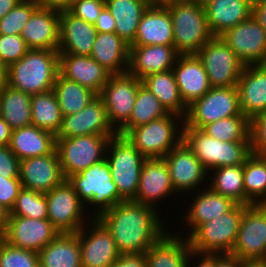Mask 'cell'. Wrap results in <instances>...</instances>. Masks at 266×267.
Returning <instances> with one entry per match:
<instances>
[{
	"label": "cell",
	"instance_id": "cell-42",
	"mask_svg": "<svg viewBox=\"0 0 266 267\" xmlns=\"http://www.w3.org/2000/svg\"><path fill=\"white\" fill-rule=\"evenodd\" d=\"M214 170L210 188L218 194L231 198L237 204L245 205L243 164L218 167Z\"/></svg>",
	"mask_w": 266,
	"mask_h": 267
},
{
	"label": "cell",
	"instance_id": "cell-58",
	"mask_svg": "<svg viewBox=\"0 0 266 267\" xmlns=\"http://www.w3.org/2000/svg\"><path fill=\"white\" fill-rule=\"evenodd\" d=\"M201 256H203L201 259L202 261H200L197 264L198 266L196 267H214V254H199L195 252L190 253L187 267H189L188 265H190V260H193L192 258L195 259L196 257H201Z\"/></svg>",
	"mask_w": 266,
	"mask_h": 267
},
{
	"label": "cell",
	"instance_id": "cell-53",
	"mask_svg": "<svg viewBox=\"0 0 266 267\" xmlns=\"http://www.w3.org/2000/svg\"><path fill=\"white\" fill-rule=\"evenodd\" d=\"M97 33H115L116 21L105 6L94 24Z\"/></svg>",
	"mask_w": 266,
	"mask_h": 267
},
{
	"label": "cell",
	"instance_id": "cell-46",
	"mask_svg": "<svg viewBox=\"0 0 266 267\" xmlns=\"http://www.w3.org/2000/svg\"><path fill=\"white\" fill-rule=\"evenodd\" d=\"M0 267H39L37 252L0 242Z\"/></svg>",
	"mask_w": 266,
	"mask_h": 267
},
{
	"label": "cell",
	"instance_id": "cell-43",
	"mask_svg": "<svg viewBox=\"0 0 266 267\" xmlns=\"http://www.w3.org/2000/svg\"><path fill=\"white\" fill-rule=\"evenodd\" d=\"M201 130L221 141H251L250 121L245 116H231L220 119L205 125Z\"/></svg>",
	"mask_w": 266,
	"mask_h": 267
},
{
	"label": "cell",
	"instance_id": "cell-47",
	"mask_svg": "<svg viewBox=\"0 0 266 267\" xmlns=\"http://www.w3.org/2000/svg\"><path fill=\"white\" fill-rule=\"evenodd\" d=\"M29 50L20 35H0V60L7 67L17 62Z\"/></svg>",
	"mask_w": 266,
	"mask_h": 267
},
{
	"label": "cell",
	"instance_id": "cell-55",
	"mask_svg": "<svg viewBox=\"0 0 266 267\" xmlns=\"http://www.w3.org/2000/svg\"><path fill=\"white\" fill-rule=\"evenodd\" d=\"M252 16L266 30V0H254L253 1Z\"/></svg>",
	"mask_w": 266,
	"mask_h": 267
},
{
	"label": "cell",
	"instance_id": "cell-14",
	"mask_svg": "<svg viewBox=\"0 0 266 267\" xmlns=\"http://www.w3.org/2000/svg\"><path fill=\"white\" fill-rule=\"evenodd\" d=\"M47 199V219L60 233H76L84 225L82 215L84 206L73 189L65 179L61 184L45 193ZM83 218V219H82Z\"/></svg>",
	"mask_w": 266,
	"mask_h": 267
},
{
	"label": "cell",
	"instance_id": "cell-3",
	"mask_svg": "<svg viewBox=\"0 0 266 267\" xmlns=\"http://www.w3.org/2000/svg\"><path fill=\"white\" fill-rule=\"evenodd\" d=\"M173 24V46L180 55L196 54L212 37L205 7L178 1L165 5Z\"/></svg>",
	"mask_w": 266,
	"mask_h": 267
},
{
	"label": "cell",
	"instance_id": "cell-40",
	"mask_svg": "<svg viewBox=\"0 0 266 267\" xmlns=\"http://www.w3.org/2000/svg\"><path fill=\"white\" fill-rule=\"evenodd\" d=\"M53 90L63 117L84 109L97 94L58 73Z\"/></svg>",
	"mask_w": 266,
	"mask_h": 267
},
{
	"label": "cell",
	"instance_id": "cell-4",
	"mask_svg": "<svg viewBox=\"0 0 266 267\" xmlns=\"http://www.w3.org/2000/svg\"><path fill=\"white\" fill-rule=\"evenodd\" d=\"M182 125L183 141L208 171L244 164L252 154L251 141H221L201 129L188 127L184 123Z\"/></svg>",
	"mask_w": 266,
	"mask_h": 267
},
{
	"label": "cell",
	"instance_id": "cell-17",
	"mask_svg": "<svg viewBox=\"0 0 266 267\" xmlns=\"http://www.w3.org/2000/svg\"><path fill=\"white\" fill-rule=\"evenodd\" d=\"M93 219L89 234L85 226L78 231L82 267H111L121 253L105 225Z\"/></svg>",
	"mask_w": 266,
	"mask_h": 267
},
{
	"label": "cell",
	"instance_id": "cell-20",
	"mask_svg": "<svg viewBox=\"0 0 266 267\" xmlns=\"http://www.w3.org/2000/svg\"><path fill=\"white\" fill-rule=\"evenodd\" d=\"M19 179L22 188L47 193L61 184L63 175L56 150L48 155L20 161Z\"/></svg>",
	"mask_w": 266,
	"mask_h": 267
},
{
	"label": "cell",
	"instance_id": "cell-50",
	"mask_svg": "<svg viewBox=\"0 0 266 267\" xmlns=\"http://www.w3.org/2000/svg\"><path fill=\"white\" fill-rule=\"evenodd\" d=\"M21 189L22 184L19 178L0 176V204L10 211Z\"/></svg>",
	"mask_w": 266,
	"mask_h": 267
},
{
	"label": "cell",
	"instance_id": "cell-10",
	"mask_svg": "<svg viewBox=\"0 0 266 267\" xmlns=\"http://www.w3.org/2000/svg\"><path fill=\"white\" fill-rule=\"evenodd\" d=\"M231 116H244L240 110L238 87H211L188 106L183 121L188 127L202 129L205 125Z\"/></svg>",
	"mask_w": 266,
	"mask_h": 267
},
{
	"label": "cell",
	"instance_id": "cell-16",
	"mask_svg": "<svg viewBox=\"0 0 266 267\" xmlns=\"http://www.w3.org/2000/svg\"><path fill=\"white\" fill-rule=\"evenodd\" d=\"M59 233L48 219L8 216L3 239L13 246L38 253Z\"/></svg>",
	"mask_w": 266,
	"mask_h": 267
},
{
	"label": "cell",
	"instance_id": "cell-18",
	"mask_svg": "<svg viewBox=\"0 0 266 267\" xmlns=\"http://www.w3.org/2000/svg\"><path fill=\"white\" fill-rule=\"evenodd\" d=\"M80 135L116 136L117 132L109 123L102 98L97 95L82 110L63 117L62 127L56 137Z\"/></svg>",
	"mask_w": 266,
	"mask_h": 267
},
{
	"label": "cell",
	"instance_id": "cell-25",
	"mask_svg": "<svg viewBox=\"0 0 266 267\" xmlns=\"http://www.w3.org/2000/svg\"><path fill=\"white\" fill-rule=\"evenodd\" d=\"M237 87L241 113L249 121L266 112V64L245 66Z\"/></svg>",
	"mask_w": 266,
	"mask_h": 267
},
{
	"label": "cell",
	"instance_id": "cell-49",
	"mask_svg": "<svg viewBox=\"0 0 266 267\" xmlns=\"http://www.w3.org/2000/svg\"><path fill=\"white\" fill-rule=\"evenodd\" d=\"M250 138L252 153L266 156V112L250 121Z\"/></svg>",
	"mask_w": 266,
	"mask_h": 267
},
{
	"label": "cell",
	"instance_id": "cell-35",
	"mask_svg": "<svg viewBox=\"0 0 266 267\" xmlns=\"http://www.w3.org/2000/svg\"><path fill=\"white\" fill-rule=\"evenodd\" d=\"M209 188V189H208ZM196 195L187 211L186 225L192 228L189 237L201 224L211 221L230 211L237 203L231 198L214 192L210 187Z\"/></svg>",
	"mask_w": 266,
	"mask_h": 267
},
{
	"label": "cell",
	"instance_id": "cell-7",
	"mask_svg": "<svg viewBox=\"0 0 266 267\" xmlns=\"http://www.w3.org/2000/svg\"><path fill=\"white\" fill-rule=\"evenodd\" d=\"M105 155L113 182L118 188L119 197L123 201L134 200L139 187L142 165L146 158L125 136L118 134L111 137Z\"/></svg>",
	"mask_w": 266,
	"mask_h": 267
},
{
	"label": "cell",
	"instance_id": "cell-33",
	"mask_svg": "<svg viewBox=\"0 0 266 267\" xmlns=\"http://www.w3.org/2000/svg\"><path fill=\"white\" fill-rule=\"evenodd\" d=\"M39 255V267H82L78 232L59 233Z\"/></svg>",
	"mask_w": 266,
	"mask_h": 267
},
{
	"label": "cell",
	"instance_id": "cell-24",
	"mask_svg": "<svg viewBox=\"0 0 266 267\" xmlns=\"http://www.w3.org/2000/svg\"><path fill=\"white\" fill-rule=\"evenodd\" d=\"M172 71L187 107L211 89L208 75L196 54L179 55Z\"/></svg>",
	"mask_w": 266,
	"mask_h": 267
},
{
	"label": "cell",
	"instance_id": "cell-64",
	"mask_svg": "<svg viewBox=\"0 0 266 267\" xmlns=\"http://www.w3.org/2000/svg\"><path fill=\"white\" fill-rule=\"evenodd\" d=\"M212 1H214V0H197L196 2H198L202 7H205L206 5L211 3Z\"/></svg>",
	"mask_w": 266,
	"mask_h": 267
},
{
	"label": "cell",
	"instance_id": "cell-2",
	"mask_svg": "<svg viewBox=\"0 0 266 267\" xmlns=\"http://www.w3.org/2000/svg\"><path fill=\"white\" fill-rule=\"evenodd\" d=\"M59 73V52L30 49L8 67L7 85L30 95L53 89Z\"/></svg>",
	"mask_w": 266,
	"mask_h": 267
},
{
	"label": "cell",
	"instance_id": "cell-29",
	"mask_svg": "<svg viewBox=\"0 0 266 267\" xmlns=\"http://www.w3.org/2000/svg\"><path fill=\"white\" fill-rule=\"evenodd\" d=\"M254 0H214L205 6L206 18L213 36H221L230 28L249 19Z\"/></svg>",
	"mask_w": 266,
	"mask_h": 267
},
{
	"label": "cell",
	"instance_id": "cell-19",
	"mask_svg": "<svg viewBox=\"0 0 266 267\" xmlns=\"http://www.w3.org/2000/svg\"><path fill=\"white\" fill-rule=\"evenodd\" d=\"M163 158L175 192H190L205 181L208 171L183 140Z\"/></svg>",
	"mask_w": 266,
	"mask_h": 267
},
{
	"label": "cell",
	"instance_id": "cell-26",
	"mask_svg": "<svg viewBox=\"0 0 266 267\" xmlns=\"http://www.w3.org/2000/svg\"><path fill=\"white\" fill-rule=\"evenodd\" d=\"M59 73L99 95L112 75L91 56L59 54Z\"/></svg>",
	"mask_w": 266,
	"mask_h": 267
},
{
	"label": "cell",
	"instance_id": "cell-65",
	"mask_svg": "<svg viewBox=\"0 0 266 267\" xmlns=\"http://www.w3.org/2000/svg\"><path fill=\"white\" fill-rule=\"evenodd\" d=\"M3 239V234L0 232V242L2 241Z\"/></svg>",
	"mask_w": 266,
	"mask_h": 267
},
{
	"label": "cell",
	"instance_id": "cell-13",
	"mask_svg": "<svg viewBox=\"0 0 266 267\" xmlns=\"http://www.w3.org/2000/svg\"><path fill=\"white\" fill-rule=\"evenodd\" d=\"M142 80L127 73L111 75L99 96L104 102L109 123L118 132L129 120Z\"/></svg>",
	"mask_w": 266,
	"mask_h": 267
},
{
	"label": "cell",
	"instance_id": "cell-8",
	"mask_svg": "<svg viewBox=\"0 0 266 267\" xmlns=\"http://www.w3.org/2000/svg\"><path fill=\"white\" fill-rule=\"evenodd\" d=\"M183 118L168 113L159 119L140 125L130 130L125 137L145 158H163L183 140L175 120ZM179 130V134L178 131Z\"/></svg>",
	"mask_w": 266,
	"mask_h": 267
},
{
	"label": "cell",
	"instance_id": "cell-22",
	"mask_svg": "<svg viewBox=\"0 0 266 267\" xmlns=\"http://www.w3.org/2000/svg\"><path fill=\"white\" fill-rule=\"evenodd\" d=\"M175 193L164 158H146L142 165L134 202L155 207L157 201Z\"/></svg>",
	"mask_w": 266,
	"mask_h": 267
},
{
	"label": "cell",
	"instance_id": "cell-12",
	"mask_svg": "<svg viewBox=\"0 0 266 267\" xmlns=\"http://www.w3.org/2000/svg\"><path fill=\"white\" fill-rule=\"evenodd\" d=\"M230 255L240 261H266V204L248 205Z\"/></svg>",
	"mask_w": 266,
	"mask_h": 267
},
{
	"label": "cell",
	"instance_id": "cell-51",
	"mask_svg": "<svg viewBox=\"0 0 266 267\" xmlns=\"http://www.w3.org/2000/svg\"><path fill=\"white\" fill-rule=\"evenodd\" d=\"M20 160L12 152L10 146H0V176L19 178Z\"/></svg>",
	"mask_w": 266,
	"mask_h": 267
},
{
	"label": "cell",
	"instance_id": "cell-57",
	"mask_svg": "<svg viewBox=\"0 0 266 267\" xmlns=\"http://www.w3.org/2000/svg\"><path fill=\"white\" fill-rule=\"evenodd\" d=\"M12 129L7 122L0 116V146H8L11 141Z\"/></svg>",
	"mask_w": 266,
	"mask_h": 267
},
{
	"label": "cell",
	"instance_id": "cell-52",
	"mask_svg": "<svg viewBox=\"0 0 266 267\" xmlns=\"http://www.w3.org/2000/svg\"><path fill=\"white\" fill-rule=\"evenodd\" d=\"M111 267H146L145 253H122Z\"/></svg>",
	"mask_w": 266,
	"mask_h": 267
},
{
	"label": "cell",
	"instance_id": "cell-38",
	"mask_svg": "<svg viewBox=\"0 0 266 267\" xmlns=\"http://www.w3.org/2000/svg\"><path fill=\"white\" fill-rule=\"evenodd\" d=\"M31 120L32 125L58 135L63 115L53 89L31 96Z\"/></svg>",
	"mask_w": 266,
	"mask_h": 267
},
{
	"label": "cell",
	"instance_id": "cell-11",
	"mask_svg": "<svg viewBox=\"0 0 266 267\" xmlns=\"http://www.w3.org/2000/svg\"><path fill=\"white\" fill-rule=\"evenodd\" d=\"M196 55L202 61L211 87L238 85L245 65L220 36H213Z\"/></svg>",
	"mask_w": 266,
	"mask_h": 267
},
{
	"label": "cell",
	"instance_id": "cell-37",
	"mask_svg": "<svg viewBox=\"0 0 266 267\" xmlns=\"http://www.w3.org/2000/svg\"><path fill=\"white\" fill-rule=\"evenodd\" d=\"M31 96L7 84L0 89V116L12 130L32 124Z\"/></svg>",
	"mask_w": 266,
	"mask_h": 267
},
{
	"label": "cell",
	"instance_id": "cell-34",
	"mask_svg": "<svg viewBox=\"0 0 266 267\" xmlns=\"http://www.w3.org/2000/svg\"><path fill=\"white\" fill-rule=\"evenodd\" d=\"M150 4L149 0H105V6L116 21L115 33L130 46Z\"/></svg>",
	"mask_w": 266,
	"mask_h": 267
},
{
	"label": "cell",
	"instance_id": "cell-60",
	"mask_svg": "<svg viewBox=\"0 0 266 267\" xmlns=\"http://www.w3.org/2000/svg\"><path fill=\"white\" fill-rule=\"evenodd\" d=\"M9 211L0 204V232L3 234L7 227Z\"/></svg>",
	"mask_w": 266,
	"mask_h": 267
},
{
	"label": "cell",
	"instance_id": "cell-32",
	"mask_svg": "<svg viewBox=\"0 0 266 267\" xmlns=\"http://www.w3.org/2000/svg\"><path fill=\"white\" fill-rule=\"evenodd\" d=\"M164 234L145 253L146 267H187L192 252L188 238Z\"/></svg>",
	"mask_w": 266,
	"mask_h": 267
},
{
	"label": "cell",
	"instance_id": "cell-5",
	"mask_svg": "<svg viewBox=\"0 0 266 267\" xmlns=\"http://www.w3.org/2000/svg\"><path fill=\"white\" fill-rule=\"evenodd\" d=\"M67 180L83 204L99 206L96 209L97 214H93L92 217L98 218L111 207L123 201L119 197L118 188L113 182L106 158L94 163L80 173L69 176Z\"/></svg>",
	"mask_w": 266,
	"mask_h": 267
},
{
	"label": "cell",
	"instance_id": "cell-6",
	"mask_svg": "<svg viewBox=\"0 0 266 267\" xmlns=\"http://www.w3.org/2000/svg\"><path fill=\"white\" fill-rule=\"evenodd\" d=\"M246 205L236 204L230 211L201 224L189 237L192 252L230 254L238 236Z\"/></svg>",
	"mask_w": 266,
	"mask_h": 267
},
{
	"label": "cell",
	"instance_id": "cell-15",
	"mask_svg": "<svg viewBox=\"0 0 266 267\" xmlns=\"http://www.w3.org/2000/svg\"><path fill=\"white\" fill-rule=\"evenodd\" d=\"M220 37L245 66L266 64V30L253 16Z\"/></svg>",
	"mask_w": 266,
	"mask_h": 267
},
{
	"label": "cell",
	"instance_id": "cell-63",
	"mask_svg": "<svg viewBox=\"0 0 266 267\" xmlns=\"http://www.w3.org/2000/svg\"><path fill=\"white\" fill-rule=\"evenodd\" d=\"M151 4L154 5H166L172 2H178V1H182V0H149Z\"/></svg>",
	"mask_w": 266,
	"mask_h": 267
},
{
	"label": "cell",
	"instance_id": "cell-31",
	"mask_svg": "<svg viewBox=\"0 0 266 267\" xmlns=\"http://www.w3.org/2000/svg\"><path fill=\"white\" fill-rule=\"evenodd\" d=\"M130 45L116 33H97L90 56L112 75L128 72Z\"/></svg>",
	"mask_w": 266,
	"mask_h": 267
},
{
	"label": "cell",
	"instance_id": "cell-62",
	"mask_svg": "<svg viewBox=\"0 0 266 267\" xmlns=\"http://www.w3.org/2000/svg\"><path fill=\"white\" fill-rule=\"evenodd\" d=\"M239 267H266V261H241Z\"/></svg>",
	"mask_w": 266,
	"mask_h": 267
},
{
	"label": "cell",
	"instance_id": "cell-36",
	"mask_svg": "<svg viewBox=\"0 0 266 267\" xmlns=\"http://www.w3.org/2000/svg\"><path fill=\"white\" fill-rule=\"evenodd\" d=\"M142 84L158 98L168 113L186 116L188 107L181 98L172 69L147 75Z\"/></svg>",
	"mask_w": 266,
	"mask_h": 267
},
{
	"label": "cell",
	"instance_id": "cell-61",
	"mask_svg": "<svg viewBox=\"0 0 266 267\" xmlns=\"http://www.w3.org/2000/svg\"><path fill=\"white\" fill-rule=\"evenodd\" d=\"M8 67L0 60V89L7 84Z\"/></svg>",
	"mask_w": 266,
	"mask_h": 267
},
{
	"label": "cell",
	"instance_id": "cell-27",
	"mask_svg": "<svg viewBox=\"0 0 266 267\" xmlns=\"http://www.w3.org/2000/svg\"><path fill=\"white\" fill-rule=\"evenodd\" d=\"M96 36L94 24L85 22L69 11L60 12L59 54L90 56Z\"/></svg>",
	"mask_w": 266,
	"mask_h": 267
},
{
	"label": "cell",
	"instance_id": "cell-54",
	"mask_svg": "<svg viewBox=\"0 0 266 267\" xmlns=\"http://www.w3.org/2000/svg\"><path fill=\"white\" fill-rule=\"evenodd\" d=\"M36 1L39 7L61 12V11H68L75 0H36Z\"/></svg>",
	"mask_w": 266,
	"mask_h": 267
},
{
	"label": "cell",
	"instance_id": "cell-39",
	"mask_svg": "<svg viewBox=\"0 0 266 267\" xmlns=\"http://www.w3.org/2000/svg\"><path fill=\"white\" fill-rule=\"evenodd\" d=\"M245 205L266 204V156L252 153L243 164Z\"/></svg>",
	"mask_w": 266,
	"mask_h": 267
},
{
	"label": "cell",
	"instance_id": "cell-30",
	"mask_svg": "<svg viewBox=\"0 0 266 267\" xmlns=\"http://www.w3.org/2000/svg\"><path fill=\"white\" fill-rule=\"evenodd\" d=\"M9 146L20 161L45 156L56 150V136L31 124L13 129Z\"/></svg>",
	"mask_w": 266,
	"mask_h": 267
},
{
	"label": "cell",
	"instance_id": "cell-28",
	"mask_svg": "<svg viewBox=\"0 0 266 267\" xmlns=\"http://www.w3.org/2000/svg\"><path fill=\"white\" fill-rule=\"evenodd\" d=\"M173 46V24L165 5L150 4L142 15L135 40L131 46Z\"/></svg>",
	"mask_w": 266,
	"mask_h": 267
},
{
	"label": "cell",
	"instance_id": "cell-21",
	"mask_svg": "<svg viewBox=\"0 0 266 267\" xmlns=\"http://www.w3.org/2000/svg\"><path fill=\"white\" fill-rule=\"evenodd\" d=\"M20 36L30 49L59 50L60 12L38 7Z\"/></svg>",
	"mask_w": 266,
	"mask_h": 267
},
{
	"label": "cell",
	"instance_id": "cell-9",
	"mask_svg": "<svg viewBox=\"0 0 266 267\" xmlns=\"http://www.w3.org/2000/svg\"><path fill=\"white\" fill-rule=\"evenodd\" d=\"M111 137L114 136L56 137V152L65 179L105 159Z\"/></svg>",
	"mask_w": 266,
	"mask_h": 267
},
{
	"label": "cell",
	"instance_id": "cell-44",
	"mask_svg": "<svg viewBox=\"0 0 266 267\" xmlns=\"http://www.w3.org/2000/svg\"><path fill=\"white\" fill-rule=\"evenodd\" d=\"M9 216L47 219V199L45 193L22 188L9 211Z\"/></svg>",
	"mask_w": 266,
	"mask_h": 267
},
{
	"label": "cell",
	"instance_id": "cell-56",
	"mask_svg": "<svg viewBox=\"0 0 266 267\" xmlns=\"http://www.w3.org/2000/svg\"><path fill=\"white\" fill-rule=\"evenodd\" d=\"M240 262L230 254H214V267H239Z\"/></svg>",
	"mask_w": 266,
	"mask_h": 267
},
{
	"label": "cell",
	"instance_id": "cell-66",
	"mask_svg": "<svg viewBox=\"0 0 266 267\" xmlns=\"http://www.w3.org/2000/svg\"><path fill=\"white\" fill-rule=\"evenodd\" d=\"M182 1H192V2H196L197 0H182Z\"/></svg>",
	"mask_w": 266,
	"mask_h": 267
},
{
	"label": "cell",
	"instance_id": "cell-45",
	"mask_svg": "<svg viewBox=\"0 0 266 267\" xmlns=\"http://www.w3.org/2000/svg\"><path fill=\"white\" fill-rule=\"evenodd\" d=\"M38 7L36 0L20 1L8 14L0 19V35H20Z\"/></svg>",
	"mask_w": 266,
	"mask_h": 267
},
{
	"label": "cell",
	"instance_id": "cell-48",
	"mask_svg": "<svg viewBox=\"0 0 266 267\" xmlns=\"http://www.w3.org/2000/svg\"><path fill=\"white\" fill-rule=\"evenodd\" d=\"M104 7L105 0H75L68 11L85 22L95 24Z\"/></svg>",
	"mask_w": 266,
	"mask_h": 267
},
{
	"label": "cell",
	"instance_id": "cell-23",
	"mask_svg": "<svg viewBox=\"0 0 266 267\" xmlns=\"http://www.w3.org/2000/svg\"><path fill=\"white\" fill-rule=\"evenodd\" d=\"M179 53L174 46H130L128 73L142 80L147 75L173 69Z\"/></svg>",
	"mask_w": 266,
	"mask_h": 267
},
{
	"label": "cell",
	"instance_id": "cell-41",
	"mask_svg": "<svg viewBox=\"0 0 266 267\" xmlns=\"http://www.w3.org/2000/svg\"><path fill=\"white\" fill-rule=\"evenodd\" d=\"M168 112L158 98L143 84L139 86L136 101L128 122L117 132L125 136L130 130L140 125L166 116Z\"/></svg>",
	"mask_w": 266,
	"mask_h": 267
},
{
	"label": "cell",
	"instance_id": "cell-1",
	"mask_svg": "<svg viewBox=\"0 0 266 267\" xmlns=\"http://www.w3.org/2000/svg\"><path fill=\"white\" fill-rule=\"evenodd\" d=\"M157 214L156 207L127 200L111 207L98 219L111 233L121 254L146 253L165 232L168 233Z\"/></svg>",
	"mask_w": 266,
	"mask_h": 267
},
{
	"label": "cell",
	"instance_id": "cell-59",
	"mask_svg": "<svg viewBox=\"0 0 266 267\" xmlns=\"http://www.w3.org/2000/svg\"><path fill=\"white\" fill-rule=\"evenodd\" d=\"M22 0H0V19L8 14Z\"/></svg>",
	"mask_w": 266,
	"mask_h": 267
}]
</instances>
